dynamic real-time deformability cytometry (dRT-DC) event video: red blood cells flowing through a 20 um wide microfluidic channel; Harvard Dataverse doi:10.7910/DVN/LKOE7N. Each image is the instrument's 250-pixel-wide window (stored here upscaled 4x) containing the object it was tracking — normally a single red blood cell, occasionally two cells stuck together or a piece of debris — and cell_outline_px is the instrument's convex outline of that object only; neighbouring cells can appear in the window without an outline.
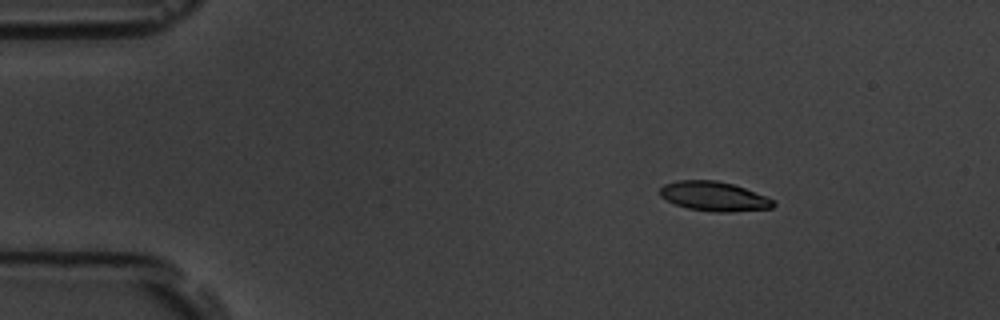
{"species": "common noctule bat (a hibernating species)", "species_latin": "Nyctalus noctula", "temperature_condition": "room temperature", "stored_images_in_passage": 10, "camera_frame_rate_fps": 3000, "um_per_image_px": 0.085, "animal": {"sex": "male", "body_mass_g": 19.5, "forearm_length_mm": 54.6}, "frame": {"image": 1, "passage_image": 2, "time_ms": 1.333, "image_size_px": [1000, 320], "cell_outline_px": [[776, 204], [772, 208], [728, 212], [712, 212], [688, 208], [676, 204], [660, 196], [660, 188], [664, 184], [680, 180], [716, 180], [732, 184], [744, 188], [764, 196], [772, 200]], "centroid_in_image_um": [60.67, 16.69], "position_along_channel_um": 24.3, "area_um2": 19.19}}
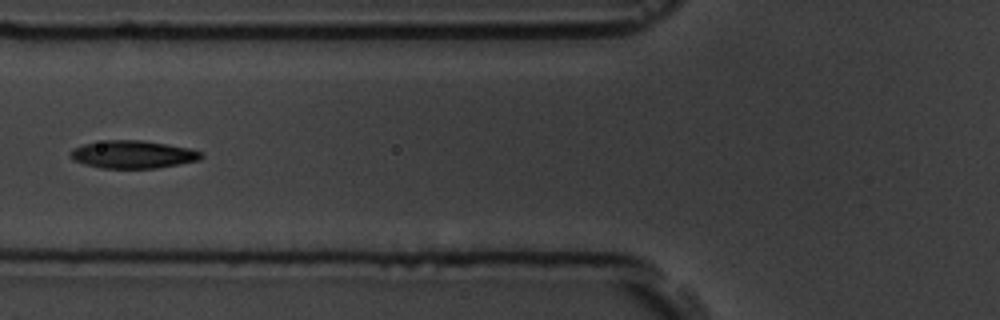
{"frame": {"image": 2, "passage_image": 6, "time_ms": 6.0, "image_size_px": [1000, 320], "cell_outline_px": [[204, 156], [200, 160], [156, 168], [100, 168], [84, 164], [76, 160], [68, 152], [72, 148], [84, 144], [104, 140], [140, 140], [188, 148], [200, 152]], "centroid_in_image_um": [11.27, 13.13], "position_along_channel_um": 114.5, "area_um2": 20.92}}
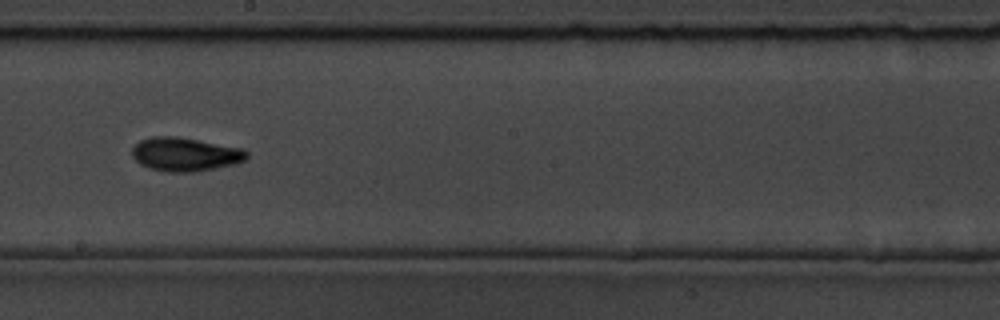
{"frame": {"image": 3, "passage_image": 9, "time_ms": 9.333, "image_size_px": [1000, 320], "cell_outline_px": [[248, 160], [236, 164], [196, 172], [168, 172], [152, 168], [140, 164], [132, 156], [132, 148], [140, 140], [152, 136], [176, 136], [244, 148], [248, 152]], "centroid_in_image_um": [15.79, 13.11], "position_along_channel_um": 232.4, "area_um2": 22.72}}